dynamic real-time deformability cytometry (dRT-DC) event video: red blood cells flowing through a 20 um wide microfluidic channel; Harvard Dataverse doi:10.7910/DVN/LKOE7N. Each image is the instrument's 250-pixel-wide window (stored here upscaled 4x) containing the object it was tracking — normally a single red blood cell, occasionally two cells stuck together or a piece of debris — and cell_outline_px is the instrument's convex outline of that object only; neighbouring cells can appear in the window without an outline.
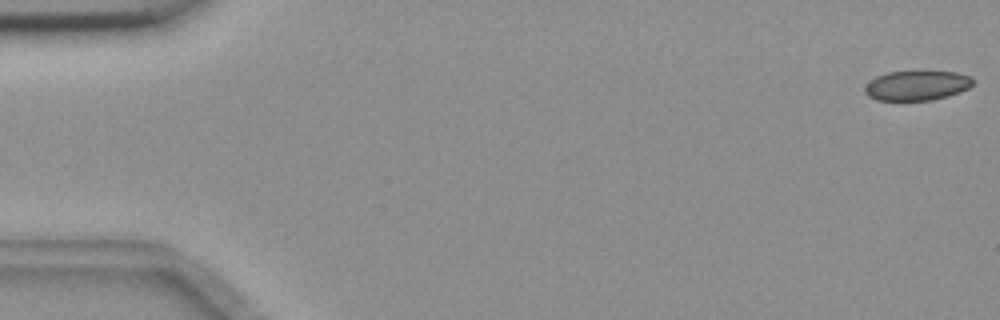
{"species": "common noctule bat (a hibernating species)", "species_latin": "Nyctalus noctula", "temperature_condition": "room temperature", "stored_images_in_passage": 8, "camera_frame_rate_fps": 3000, "um_per_image_px": 0.085, "animal": {"sex": "female", "body_mass_g": 18.4}, "frame": {"image": 1, "passage_image": 1, "time_ms": 0.0, "image_size_px": [1000, 320], "cell_outline_px": [[972, 84], [968, 88], [960, 92], [948, 96], [932, 100], [876, 100], [868, 96], [864, 92], [864, 88], [876, 76], [888, 72], [956, 72], [972, 76]], "centroid_in_image_um": [77.94, 7.28], "position_along_channel_um": 7.1, "area_um2": 18.55}}
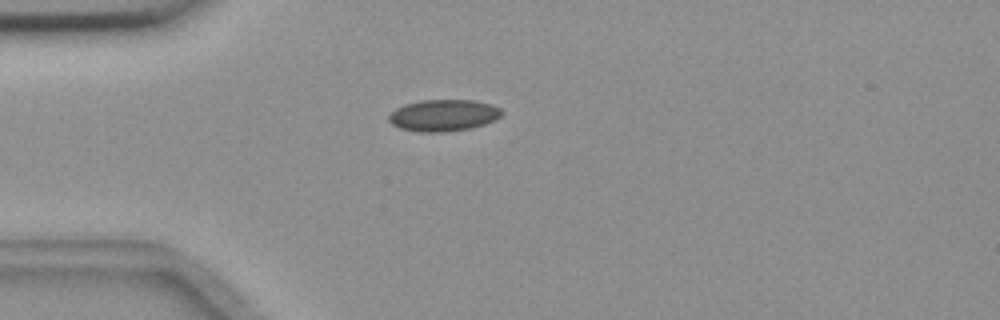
{"frame": {"image": 2, "passage_image": 5, "time_ms": 1.333, "image_size_px": [1000, 320], "cell_outline_px": [[504, 112], [496, 120], [472, 128], [444, 132], [420, 132], [400, 128], [392, 124], [388, 120], [388, 116], [396, 108], [404, 104], [420, 100], [472, 100], [492, 104], [500, 108]], "centroid_in_image_um": [37.71, 9.8], "position_along_channel_um": 47.3, "area_um2": 20.98}}
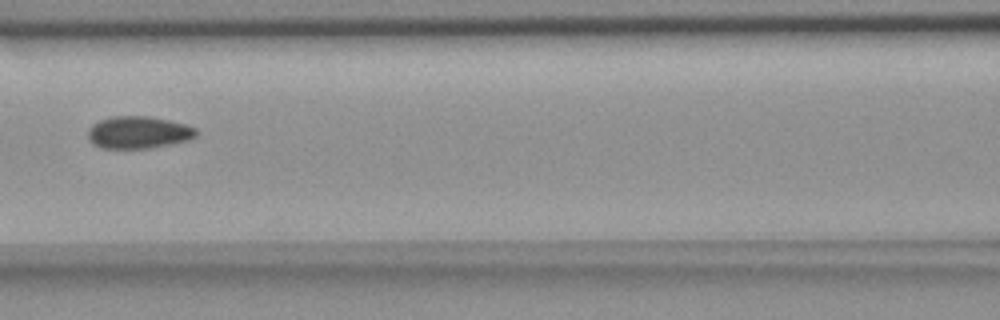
{"frame": {"image": 3, "passage_image": 8, "time_ms": 2.333, "image_size_px": [1000, 320], "cell_outline_px": [[200, 132], [196, 136], [188, 140], [152, 148], [100, 148], [92, 144], [88, 136], [88, 128], [92, 124], [100, 120], [112, 116], [152, 116], [184, 124], [196, 128]], "centroid_in_image_um": [11.76, 11.25], "position_along_channel_um": 154.8, "area_um2": 20.52}}